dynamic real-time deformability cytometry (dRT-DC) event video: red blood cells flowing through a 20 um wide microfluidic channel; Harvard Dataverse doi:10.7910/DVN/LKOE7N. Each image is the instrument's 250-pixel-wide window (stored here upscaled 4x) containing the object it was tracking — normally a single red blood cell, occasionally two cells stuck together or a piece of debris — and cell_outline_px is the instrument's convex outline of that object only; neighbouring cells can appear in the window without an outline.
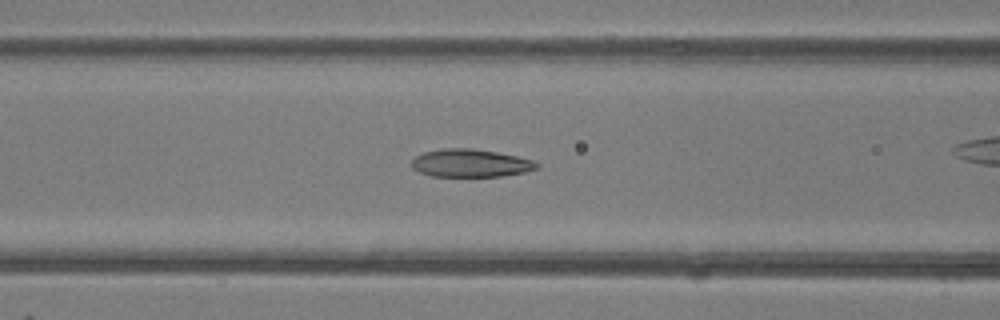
{"species": "common noctule bat (a hibernating species)", "species_latin": "Nyctalus noctula", "temperature_condition": "room temperature", "stored_images_in_passage": 30, "camera_frame_rate_fps": 3000, "um_per_image_px": 0.085, "animal": {"sex": "female"}, "frame": {"image": 1, "passage_image": 12, "time_ms": 3.667, "image_size_px": [1000, 320], "cell_outline_px": [[540, 168], [524, 172], [504, 176], [432, 176], [420, 172], [412, 168], [412, 160], [416, 156], [424, 152], [444, 148], [472, 148], [496, 152], [516, 156], [532, 160], [540, 164]], "centroid_in_image_um": [40.01, 13.86], "position_along_channel_um": 126.6, "area_um2": 20.29}}
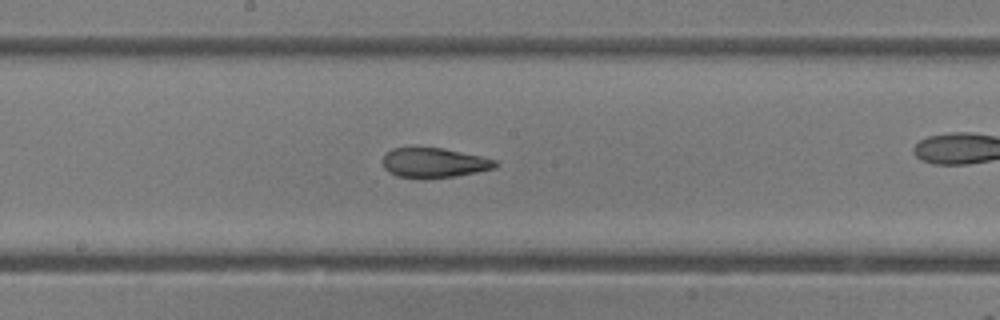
{"frame": {"image": 2, "passage_image": 18, "time_ms": 5.667, "image_size_px": [1000, 320], "cell_outline_px": [[500, 164], [496, 168], [456, 176], [396, 176], [388, 172], [384, 168], [384, 152], [392, 148], [444, 148], [480, 156], [496, 160]], "centroid_in_image_um": [36.92, 13.8], "position_along_channel_um": 211.3, "area_um2": 19.02}}
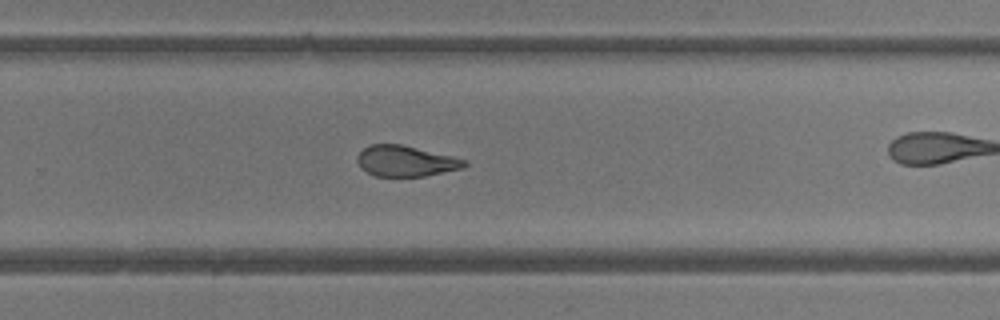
{"frame": {"image": 3, "passage_image": 24, "time_ms": 7.667, "image_size_px": [1000, 320], "cell_outline_px": [[468, 164], [464, 168], [424, 176], [372, 176], [360, 168], [356, 160], [356, 156], [368, 144], [400, 144], [452, 156], [468, 160]], "centroid_in_image_um": [34.46, 13.69], "position_along_channel_um": 295.3, "area_um2": 19.36}}